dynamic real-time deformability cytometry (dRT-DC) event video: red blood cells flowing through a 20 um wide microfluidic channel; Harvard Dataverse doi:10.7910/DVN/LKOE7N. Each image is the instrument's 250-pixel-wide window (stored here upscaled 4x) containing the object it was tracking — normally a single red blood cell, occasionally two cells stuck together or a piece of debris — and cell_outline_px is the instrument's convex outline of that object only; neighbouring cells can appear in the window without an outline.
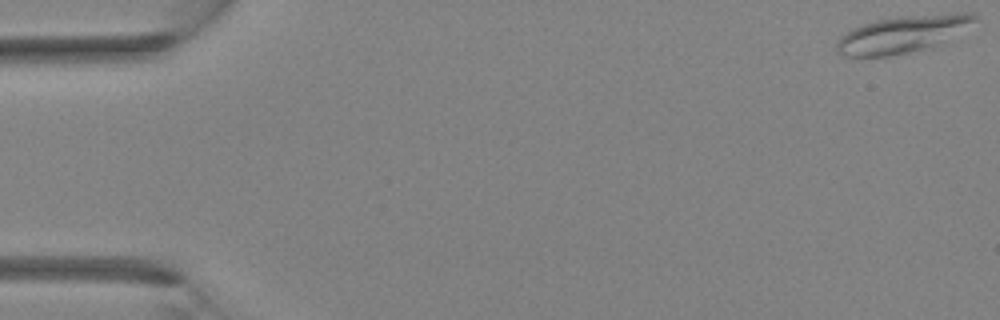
{"species": "Egyptian fruit bat (a non-hibernating species)", "species_latin": "Rousettus aegyptiacus", "temperature_condition": "room temperature", "stored_images_in_passage": 3, "camera_frame_rate_fps": 3000, "um_per_image_px": 0.085, "animal": {"sex": "female"}, "frame": {"image": 1, "passage_image": 1, "time_ms": 0.0, "image_size_px": [1000, 320], "cell_outline_px": [[976, 20], [936, 48], [888, 56], [844, 56], [836, 52], [836, 44], [840, 36], [852, 28], [876, 20], [900, 16], [956, 12], [976, 12]], "centroid_in_image_um": [76.74, 2.91], "position_along_channel_um": 8.3, "area_um2": 30.17}}